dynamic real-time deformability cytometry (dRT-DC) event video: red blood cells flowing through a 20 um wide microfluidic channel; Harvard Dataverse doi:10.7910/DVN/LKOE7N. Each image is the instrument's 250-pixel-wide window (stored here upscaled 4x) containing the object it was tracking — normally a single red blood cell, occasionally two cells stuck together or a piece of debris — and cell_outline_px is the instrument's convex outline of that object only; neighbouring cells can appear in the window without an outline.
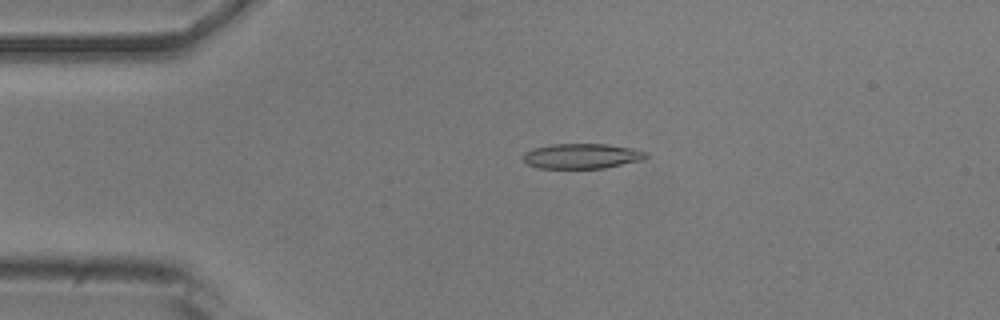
{"species": "common noctule bat (a hibernating species)", "species_latin": "Nyctalus noctula", "temperature_condition": "room temperature", "stored_images_in_passage": 5, "camera_frame_rate_fps": 3000, "um_per_image_px": 0.085, "animal": {"sex": "male", "body_mass_g": 20.5, "forearm_length_mm": 52.5}, "frame": {"image": 1, "passage_image": 1, "time_ms": 0.0, "image_size_px": [1000, 320], "cell_outline_px": [[648, 156], [640, 160], [604, 168], [540, 168], [528, 164], [524, 160], [524, 152], [532, 148], [552, 144], [608, 144], [632, 148], [648, 152]], "centroid_in_image_um": [49.45, 13.25], "position_along_channel_um": 35.5, "area_um2": 17.86}}